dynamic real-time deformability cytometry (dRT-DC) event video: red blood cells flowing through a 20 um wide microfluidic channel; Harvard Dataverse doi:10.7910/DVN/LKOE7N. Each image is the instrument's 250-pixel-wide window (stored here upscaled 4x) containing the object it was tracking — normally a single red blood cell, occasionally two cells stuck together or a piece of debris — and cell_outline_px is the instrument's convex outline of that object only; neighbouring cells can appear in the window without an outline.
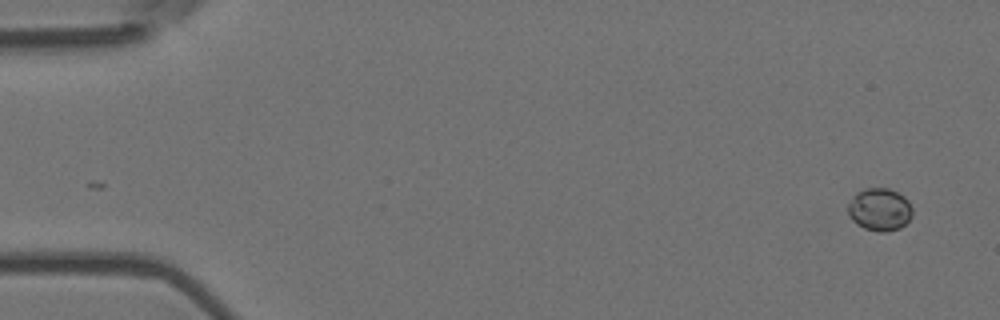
{"species": "Egyptian fruit bat (a non-hibernating species)", "species_latin": "Rousettus aegyptiacus", "temperature_condition": "room temperature", "stored_images_in_passage": 5, "camera_frame_rate_fps": 3000, "um_per_image_px": 0.085, "animal": {"sex": "female"}, "frame": {"image": 1, "passage_image": 1, "time_ms": 0.0, "image_size_px": [1000, 320], "cell_outline_px": [[912, 216], [900, 228], [884, 232], [880, 232], [864, 228], [856, 224], [852, 220], [848, 212], [848, 204], [852, 196], [856, 192], [864, 188], [888, 188], [904, 196], [908, 200], [912, 208]], "centroid_in_image_um": [74.75, 17.8], "position_along_channel_um": 10.2, "area_um2": 16.07}}
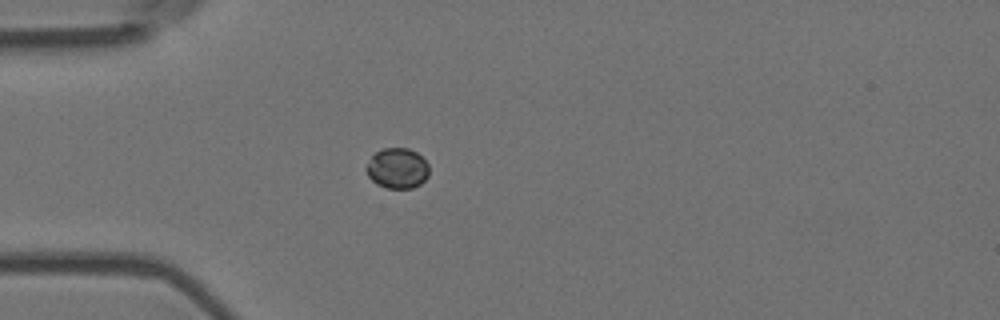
{"frame": {"image": 2, "passage_image": 5, "time_ms": 1.333, "image_size_px": [1000, 320], "cell_outline_px": [[428, 176], [420, 184], [412, 188], [388, 188], [376, 184], [368, 176], [364, 168], [372, 156], [376, 152], [384, 148], [408, 148], [416, 152], [428, 164]], "centroid_in_image_um": [33.75, 14.31], "position_along_channel_um": 51.2, "area_um2": 14.74}}